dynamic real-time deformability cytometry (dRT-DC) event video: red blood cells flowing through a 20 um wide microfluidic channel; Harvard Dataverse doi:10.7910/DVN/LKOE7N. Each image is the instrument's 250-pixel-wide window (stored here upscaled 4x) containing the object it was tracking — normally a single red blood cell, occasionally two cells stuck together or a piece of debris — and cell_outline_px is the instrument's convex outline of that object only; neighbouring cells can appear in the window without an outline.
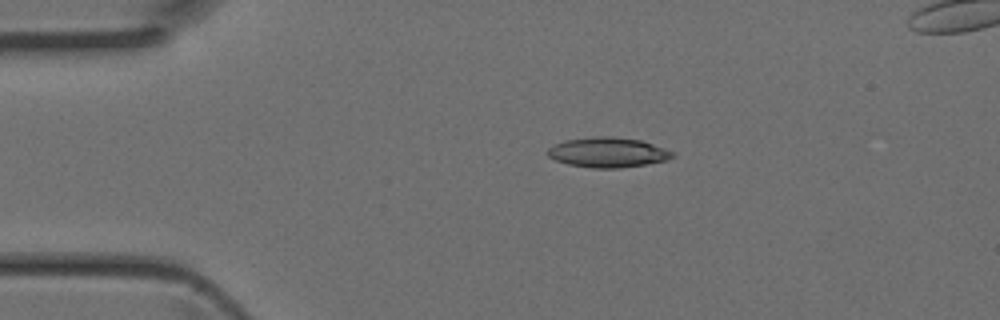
{"species": "Egyptian fruit bat (a non-hibernating species)", "species_latin": "Rousettus aegyptiacus", "temperature_condition": "room temperature", "stored_images_in_passage": 36, "segment_of_instrument_passage": [1, 2], "camera_frame_rate_fps": 3000, "um_per_image_px": 0.085, "animal": {"sex": "female"}, "frame": {"image": 1, "passage_image": 1, "time_ms": 0.0, "image_size_px": [1000, 320], "cell_outline_px": [[676, 156], [664, 160], [644, 164], [620, 168], [592, 168], [568, 164], [556, 160], [548, 156], [548, 148], [564, 140], [592, 136], [612, 136], [640, 140], [676, 152]], "centroid_in_image_um": [51.67, 12.94], "position_along_channel_um": 33.3, "area_um2": 21.73}}
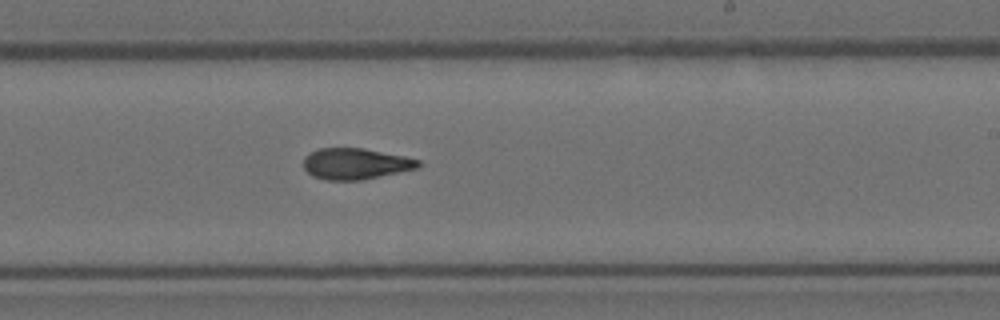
{"frame": {"image": 2, "passage_image": 18, "time_ms": 5.667, "image_size_px": [1000, 320], "cell_outline_px": [[420, 168], [360, 180], [328, 180], [312, 176], [304, 168], [304, 156], [320, 148], [364, 148], [404, 156], [420, 160]], "centroid_in_image_um": [30.24, 13.92], "position_along_channel_um": 258.8, "area_um2": 20.75}}
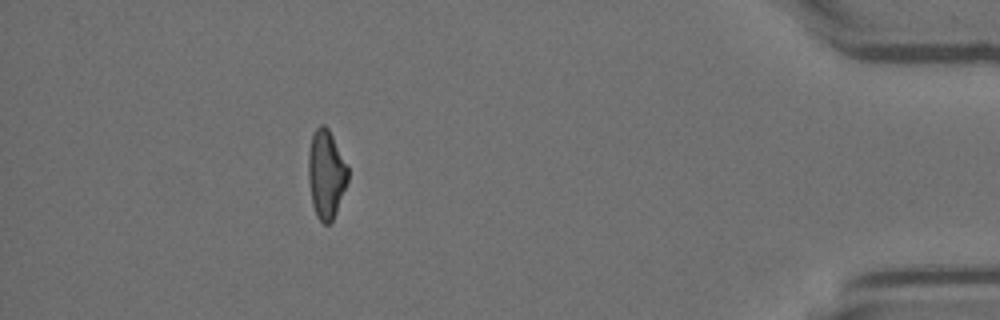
{"frame": {"image": 3, "passage_image": 31, "time_ms": 10.0, "image_size_px": [1000, 320], "cell_outline_px": [[348, 180], [336, 212], [332, 220], [328, 224], [324, 224], [316, 216], [312, 204], [308, 180], [308, 152], [312, 136], [316, 128], [320, 124], [324, 124], [328, 128], [348, 168]], "centroid_in_image_um": [27.7, 14.81], "position_along_channel_um": 407.5, "area_um2": 20.23}}